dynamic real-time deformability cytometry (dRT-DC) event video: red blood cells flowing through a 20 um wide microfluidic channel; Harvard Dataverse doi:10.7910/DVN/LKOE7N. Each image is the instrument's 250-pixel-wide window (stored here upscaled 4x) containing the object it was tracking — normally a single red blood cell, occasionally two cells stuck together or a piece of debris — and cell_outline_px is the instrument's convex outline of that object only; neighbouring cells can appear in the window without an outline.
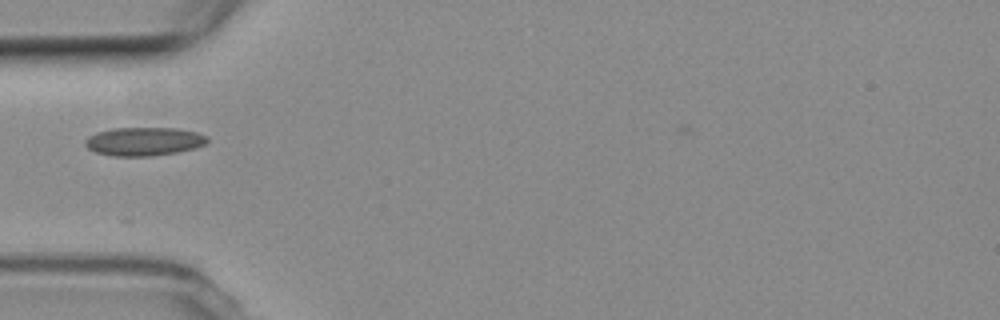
{"species": "common noctule bat (a hibernating species)", "species_latin": "Nyctalus noctula", "temperature_condition": "room temperature", "stored_images_in_passage": 7, "camera_frame_rate_fps": 3000, "um_per_image_px": 0.085, "animal": {"sex": "female", "body_mass_g": 19.3, "forearm_length_mm": 54.1}, "frame": {"image": 1, "passage_image": 1, "time_ms": 0.0, "image_size_px": [1000, 320], "cell_outline_px": [[208, 140], [204, 144], [196, 148], [176, 152], [148, 156], [112, 156], [96, 152], [88, 148], [84, 144], [84, 140], [88, 136], [96, 132], [112, 128], [176, 128], [196, 132], [208, 136]], "centroid_in_image_um": [12.21, 12.01], "position_along_channel_um": 72.8, "area_um2": 20.29}}
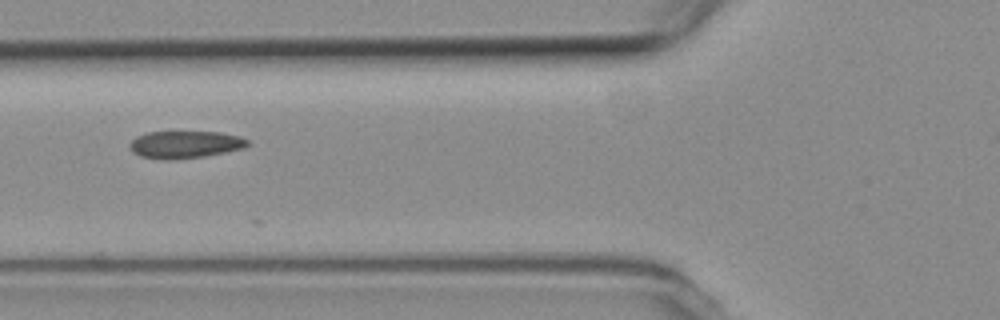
{"frame": {"image": 2, "passage_image": 4, "time_ms": 1.0, "image_size_px": [1000, 320], "cell_outline_px": [[252, 144], [244, 148], [204, 156], [172, 160], [168, 160], [140, 156], [132, 152], [128, 144], [136, 136], [148, 132], [220, 132], [240, 136], [248, 140]], "centroid_in_image_um": [15.74, 12.28], "position_along_channel_um": 110.1, "area_um2": 18.84}}